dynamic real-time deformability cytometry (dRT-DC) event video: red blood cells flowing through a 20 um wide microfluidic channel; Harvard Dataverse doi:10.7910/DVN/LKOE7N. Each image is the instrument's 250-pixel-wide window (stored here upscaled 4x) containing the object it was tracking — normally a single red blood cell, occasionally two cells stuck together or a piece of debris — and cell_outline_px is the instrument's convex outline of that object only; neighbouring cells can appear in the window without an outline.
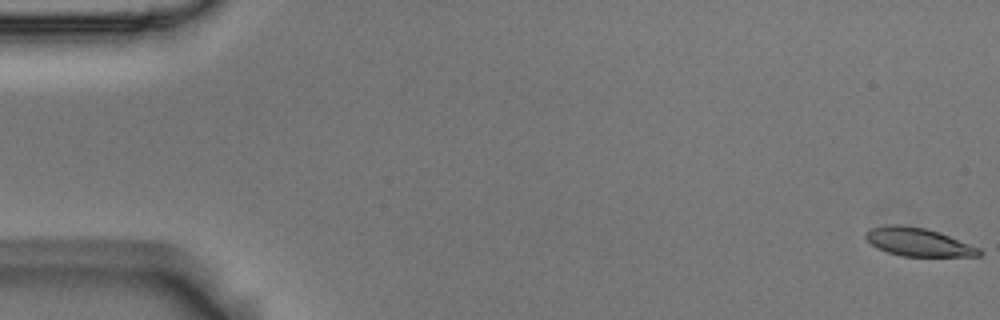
{"species": "Egyptian fruit bat (a non-hibernating species)", "species_latin": "Rousettus aegyptiacus", "temperature_condition": "room temperature", "stored_images_in_passage": 56, "camera_frame_rate_fps": 3000, "um_per_image_px": 0.085, "animal": {"sex": "male"}, "frame": {"image": 1, "passage_image": 1, "time_ms": 0.0, "image_size_px": [1000, 320], "cell_outline_px": [[984, 252], [980, 256], [900, 256], [876, 248], [864, 236], [864, 232], [868, 228], [888, 224], [904, 224], [924, 228], [940, 232], [980, 248]], "centroid_in_image_um": [78.03, 20.56], "position_along_channel_um": 7.0, "area_um2": 18.96}}
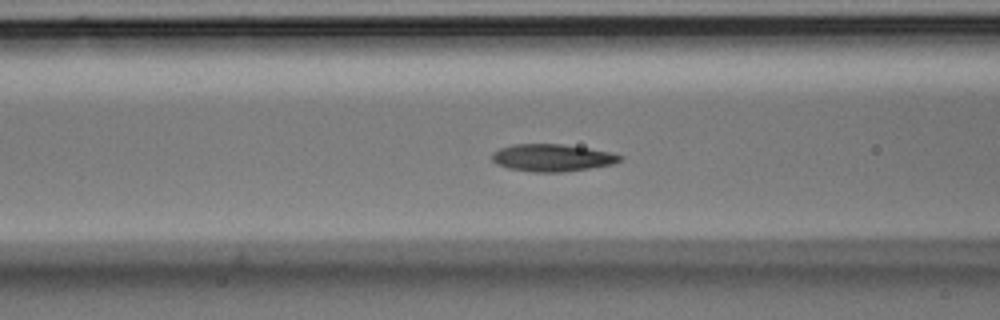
{"frame": {"image": 2, "passage_image": 22, "time_ms": 7.0, "image_size_px": [1000, 320], "cell_outline_px": [[624, 160], [612, 164], [588, 168], [560, 172], [532, 172], [508, 168], [496, 164], [492, 160], [492, 152], [500, 148], [512, 144], [564, 144], [588, 148], [608, 152], [624, 156]], "centroid_in_image_um": [46.92, 13.4], "position_along_channel_um": 119.7, "area_um2": 20.35}}
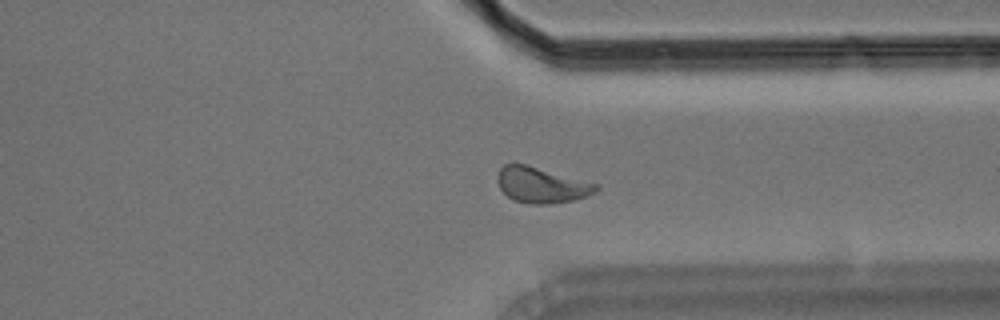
{"frame": {"image": 3, "passage_image": 42, "time_ms": 13.667, "image_size_px": [1000, 320], "cell_outline_px": [[600, 188], [596, 192], [588, 196], [576, 200], [552, 204], [528, 204], [516, 200], [508, 196], [500, 188], [496, 180], [496, 176], [500, 168], [504, 164], [524, 164], [600, 184]], "centroid_in_image_um": [46.06, 15.74], "position_along_channel_um": 365.3, "area_um2": 20.63}, "authors_computed_cell_mechanics": {"area_um2": 20.0277, "velocity_mm_per_s": 3.6905, "shape_relaxation_time_tau1_ms": 3.202, "shape_relaxation_time_tau2_ms": 1.2871, "deformation_change_tau1": 0.1521, "deformation_change_tau2": 0.076}}